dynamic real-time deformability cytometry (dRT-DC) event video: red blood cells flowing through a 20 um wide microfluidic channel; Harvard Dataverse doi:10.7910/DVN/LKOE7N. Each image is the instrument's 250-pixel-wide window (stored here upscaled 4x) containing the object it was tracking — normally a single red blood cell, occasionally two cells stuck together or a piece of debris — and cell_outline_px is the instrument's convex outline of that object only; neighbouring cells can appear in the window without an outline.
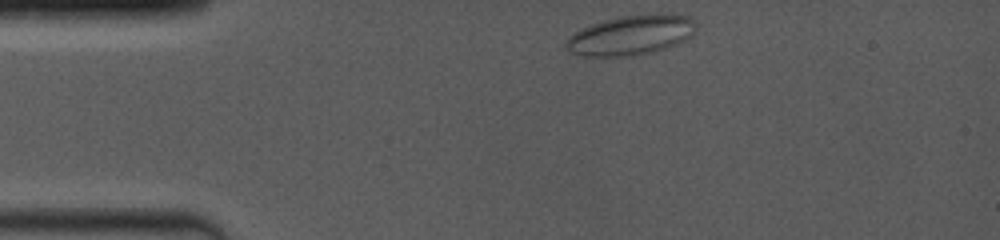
{"species": "common noctule bat (a hibernating species)", "species_latin": "Nyctalus noctula", "temperature_condition": "room temperature", "stored_images_in_passage": 33, "camera_frame_rate_fps": 4000, "um_per_image_px": 0.085, "animal": {"sex": "female", "body_mass_g": 19.0, "forearm_length_mm": 53.3}, "frame": {"image": 1, "passage_image": 1, "time_ms": 0.0, "image_size_px": [1000, 240], "cell_outline_px": [[696, 32], [692, 36], [676, 44], [656, 52], [628, 56], [584, 56], [568, 52], [564, 44], [576, 32], [592, 24], [620, 16], [688, 16], [696, 24]], "centroid_in_image_um": [53.62, 3.04], "position_along_channel_um": 31.4, "area_um2": 29.3}}
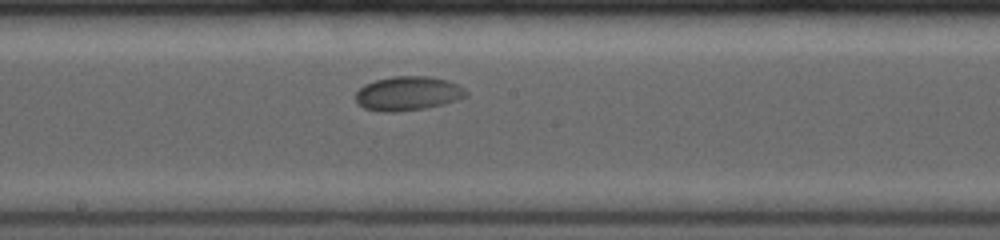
{"frame": {"image": 2, "passage_image": 15, "time_ms": 6.0, "image_size_px": [1000, 240], "cell_outline_px": [[468, 96], [444, 104], [428, 108], [396, 112], [380, 112], [364, 108], [356, 104], [356, 92], [364, 84], [376, 80], [392, 76], [428, 76], [448, 80], [460, 84], [468, 92]], "centroid_in_image_um": [34.69, 7.95], "position_along_channel_um": 213.5, "area_um2": 22.37}}
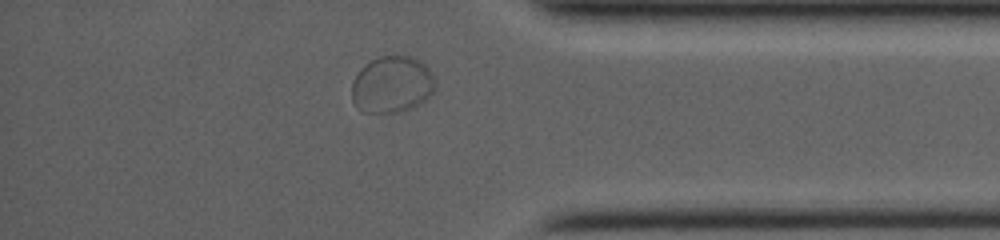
{"frame": {"image": 3, "passage_image": 29, "time_ms": 11.0, "image_size_px": [1000, 240], "cell_outline_px": [[436, 88], [424, 100], [412, 108], [400, 112], [364, 112], [356, 108], [352, 100], [352, 80], [360, 68], [364, 64], [380, 56], [412, 56], [420, 60], [432, 72], [436, 80]], "centroid_in_image_um": [33.31, 7.18], "position_along_channel_um": 401.9, "area_um2": 27.86}}